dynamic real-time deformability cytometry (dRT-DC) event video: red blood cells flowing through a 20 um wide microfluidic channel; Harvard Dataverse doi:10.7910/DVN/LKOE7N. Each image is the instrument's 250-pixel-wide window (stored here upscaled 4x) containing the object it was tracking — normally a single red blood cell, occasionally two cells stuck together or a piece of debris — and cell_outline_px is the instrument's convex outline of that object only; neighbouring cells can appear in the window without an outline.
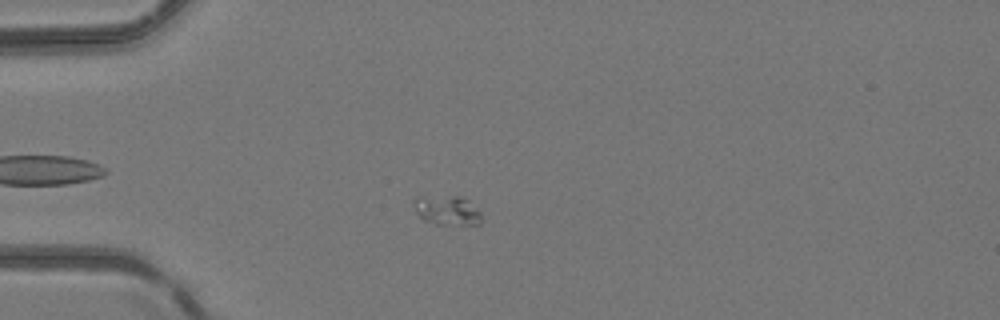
{"species": "common noctule bat (a hibernating species)", "species_latin": "Nyctalus noctula", "temperature_condition": "room temperature", "stored_images_in_passage": 35, "camera_frame_rate_fps": 3000, "um_per_image_px": 0.085, "animal": {"sex": "female", "body_mass_g": 24.6, "forearm_length_mm": 56.2}, "frame": {"image": 1, "passage_image": 10, "time_ms": 3.0, "image_size_px": [1000, 320], "cell_outline_px": [[480, 224], [436, 224], [424, 220], [416, 212], [412, 204], [412, 200], [452, 196], [460, 196], [480, 212]], "centroid_in_image_um": [37.99, 17.91], "position_along_channel_um": 47.0, "area_um2": 10.92}}
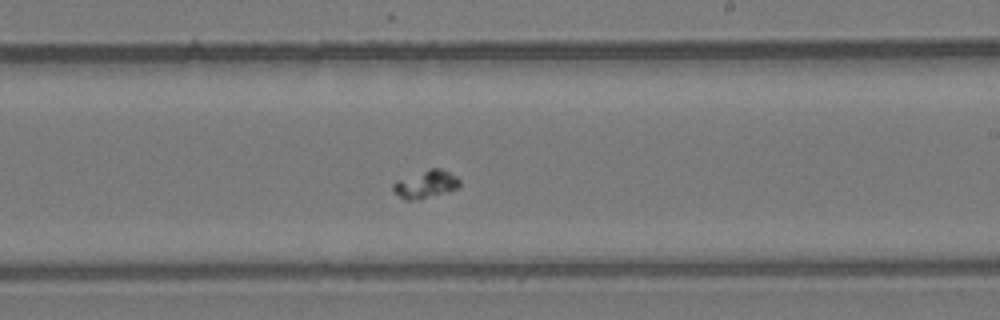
{"frame": {"image": 2, "passage_image": 26, "time_ms": 8.333, "image_size_px": [1000, 320], "cell_outline_px": [[460, 184], [456, 188], [448, 192], [420, 200], [404, 200], [392, 192], [392, 184], [396, 180], [432, 168], [440, 168], [456, 176], [460, 180]], "centroid_in_image_um": [36.15, 15.69], "position_along_channel_um": 252.8, "area_um2": 10.87}}
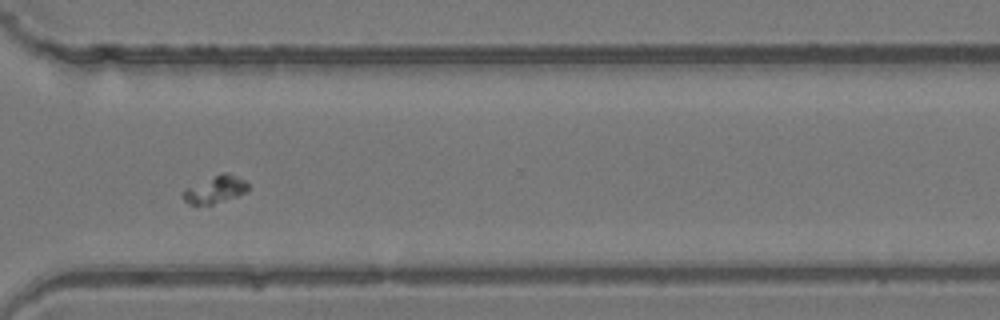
{"frame": {"image": 3, "passage_image": 33, "time_ms": 10.667, "image_size_px": [1000, 320], "cell_outline_px": [[248, 192], [212, 204], [188, 204], [180, 196], [184, 188], [220, 172], [228, 172], [244, 180], [248, 184]], "centroid_in_image_um": [18.26, 16.09], "position_along_channel_um": 352.3, "area_um2": 10.52}}